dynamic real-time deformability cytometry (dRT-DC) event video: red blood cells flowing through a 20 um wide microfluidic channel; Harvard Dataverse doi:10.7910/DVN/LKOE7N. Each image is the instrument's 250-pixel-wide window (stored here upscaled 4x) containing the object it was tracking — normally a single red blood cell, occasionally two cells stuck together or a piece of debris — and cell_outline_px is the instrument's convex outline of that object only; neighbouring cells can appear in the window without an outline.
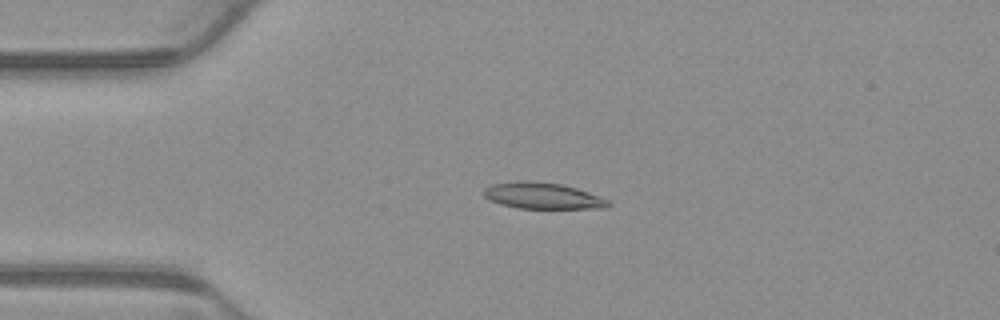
{"species": "common noctule bat (a hibernating species)", "species_latin": "Nyctalus noctula", "temperature_condition": "warm", "stored_images_in_passage": 3, "camera_frame_rate_fps": 3000, "um_per_image_px": 0.085, "animal": {"sex": "male", "body_mass_g": 23.1, "forearm_length_mm": 52.7}, "frame": {"image": 1, "passage_image": 3, "time_ms": 0.667, "image_size_px": [1000, 320], "cell_outline_px": [[612, 204], [608, 208], [516, 208], [500, 204], [488, 200], [480, 192], [484, 188], [492, 184], [520, 180], [532, 180], [560, 184], [576, 188], [600, 196], [608, 200]], "centroid_in_image_um": [46.08, 16.63], "position_along_channel_um": 38.9, "area_um2": 19.31}}